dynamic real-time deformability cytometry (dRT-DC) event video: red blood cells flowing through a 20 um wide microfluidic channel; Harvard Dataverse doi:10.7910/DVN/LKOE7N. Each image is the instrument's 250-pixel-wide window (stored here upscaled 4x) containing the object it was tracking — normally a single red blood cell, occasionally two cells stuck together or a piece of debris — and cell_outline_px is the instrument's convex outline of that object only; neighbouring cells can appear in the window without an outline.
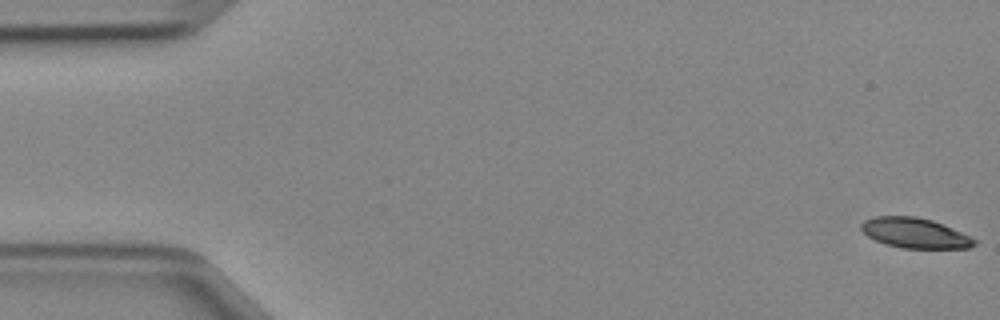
{"species": "Egyptian fruit bat (a non-hibernating species)", "species_latin": "Rousettus aegyptiacus", "temperature_condition": "cold", "stored_images_in_passage": 48, "camera_frame_rate_fps": 3000, "um_per_image_px": 0.085, "animal": {"sex": "female"}, "frame": {"image": 1, "passage_image": 1, "time_ms": 0.0, "image_size_px": [1000, 320], "cell_outline_px": [[976, 244], [968, 248], [904, 248], [888, 244], [876, 240], [868, 236], [860, 228], [860, 224], [864, 220], [876, 216], [916, 216], [932, 220], [952, 228], [976, 240]], "centroid_in_image_um": [77.75, 19.79], "position_along_channel_um": 7.3, "area_um2": 19.59}}
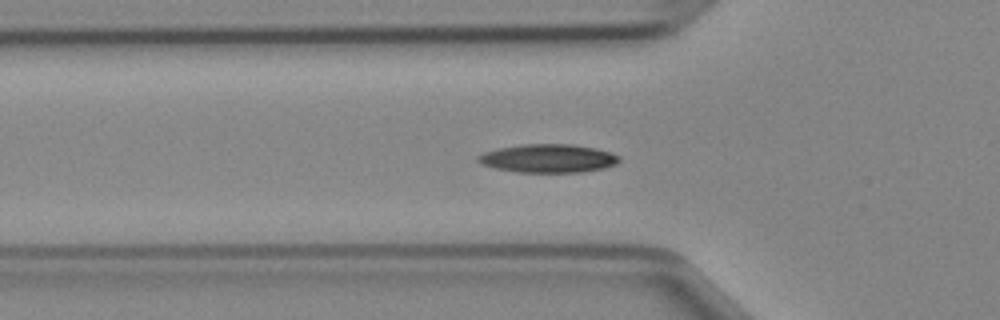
{"frame": {"image": 2, "passage_image": 16, "time_ms": 5.0, "image_size_px": [1000, 320], "cell_outline_px": [[620, 160], [616, 164], [604, 168], [580, 172], [516, 172], [496, 168], [484, 164], [476, 160], [476, 156], [484, 152], [496, 148], [524, 144], [572, 144], [596, 148], [612, 152], [620, 156]], "centroid_in_image_um": [46.61, 13.45], "position_along_channel_um": 79.2, "area_um2": 23.47}}
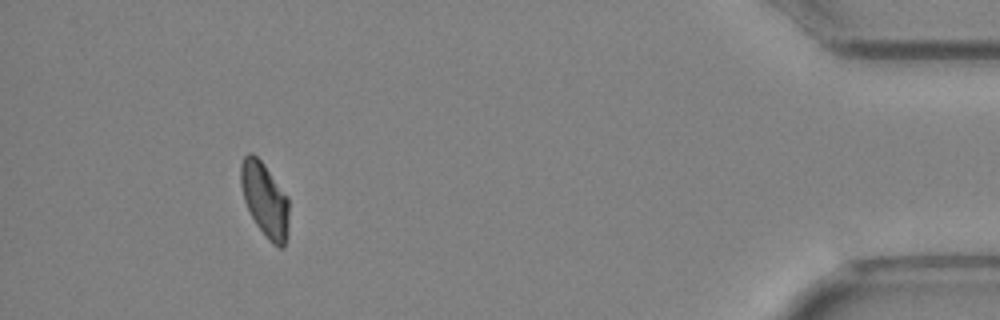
{"frame": {"image": 3, "passage_image": 44, "time_ms": 14.333, "image_size_px": [1000, 320], "cell_outline_px": [[288, 236], [284, 248], [280, 248], [272, 244], [268, 240], [256, 224], [244, 200], [240, 184], [240, 164], [244, 156], [248, 152], [252, 152], [264, 164], [288, 196]], "centroid_in_image_um": [22.51, 16.98], "position_along_channel_um": 412.7, "area_um2": 21.04}}